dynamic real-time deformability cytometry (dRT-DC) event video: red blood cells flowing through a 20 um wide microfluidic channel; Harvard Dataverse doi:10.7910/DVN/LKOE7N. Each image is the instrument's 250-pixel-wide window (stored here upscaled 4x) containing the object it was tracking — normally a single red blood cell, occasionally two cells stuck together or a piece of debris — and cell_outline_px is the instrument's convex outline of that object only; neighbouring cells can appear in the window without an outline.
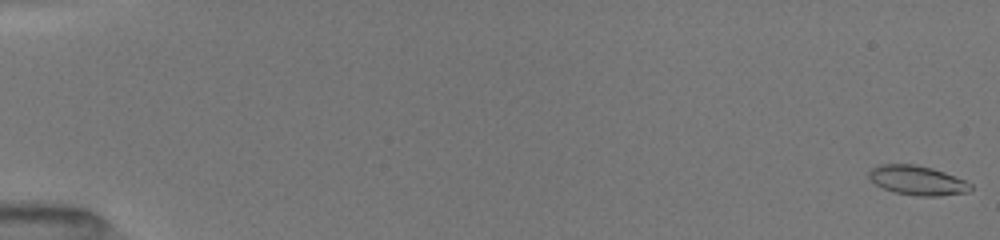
{"species": "common noctule bat (a hibernating species)", "species_latin": "Nyctalus noctula", "temperature_condition": "room temperature", "stored_images_in_passage": 53, "camera_frame_rate_fps": 3000, "um_per_image_px": 0.085, "animal": {"sex": "female", "body_mass_g": 19.5, "forearm_length_mm": 54.1}, "frame": {"image": 1, "passage_image": 1, "time_ms": 0.0, "image_size_px": [1000, 240], "cell_outline_px": [[972, 188], [968, 192], [936, 196], [920, 196], [896, 192], [884, 188], [876, 184], [868, 176], [868, 172], [872, 168], [880, 164], [916, 164], [932, 168], [944, 172], [964, 180], [972, 184]], "centroid_in_image_um": [77.98, 15.32], "position_along_channel_um": 7.0, "area_um2": 17.22}}
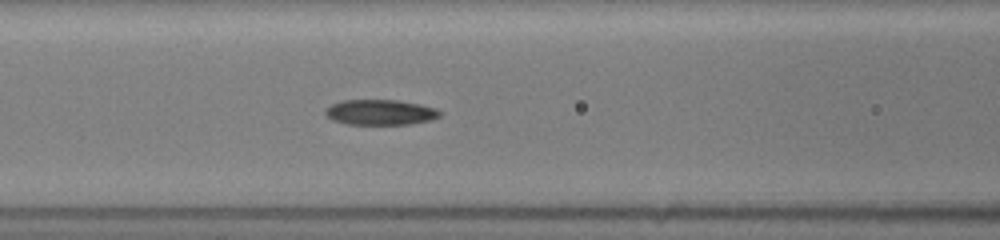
{"frame": {"image": 2, "passage_image": 24, "time_ms": 7.667, "image_size_px": [1000, 240], "cell_outline_px": [[444, 112], [440, 116], [432, 120], [412, 124], [348, 124], [332, 120], [324, 112], [324, 108], [340, 100], [396, 100], [420, 104], [436, 108]], "centroid_in_image_um": [32.35, 9.54], "position_along_channel_um": 134.2, "area_um2": 17.11}}
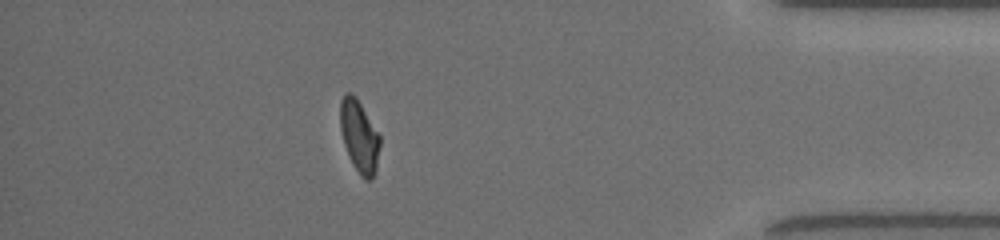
{"frame": {"image": 3, "passage_image": 47, "time_ms": 15.333, "image_size_px": [1000, 240], "cell_outline_px": [[380, 144], [376, 172], [372, 180], [364, 180], [360, 176], [352, 164], [344, 144], [340, 128], [340, 100], [344, 92], [352, 92], [356, 96], [380, 136]], "centroid_in_image_um": [30.53, 11.59], "position_along_channel_um": 404.7, "area_um2": 16.94}, "authors_computed_cell_mechanics": {"area_um2": 17.2244, "velocity_mm_per_s": 3.9953, "shape_relaxation_time_tau1_ms": 7.6498, "shape_relaxation_time_tau2_ms": 2.6555, "deformation_change_tau1": 0.2298, "deformation_change_tau2": 0.0882}}